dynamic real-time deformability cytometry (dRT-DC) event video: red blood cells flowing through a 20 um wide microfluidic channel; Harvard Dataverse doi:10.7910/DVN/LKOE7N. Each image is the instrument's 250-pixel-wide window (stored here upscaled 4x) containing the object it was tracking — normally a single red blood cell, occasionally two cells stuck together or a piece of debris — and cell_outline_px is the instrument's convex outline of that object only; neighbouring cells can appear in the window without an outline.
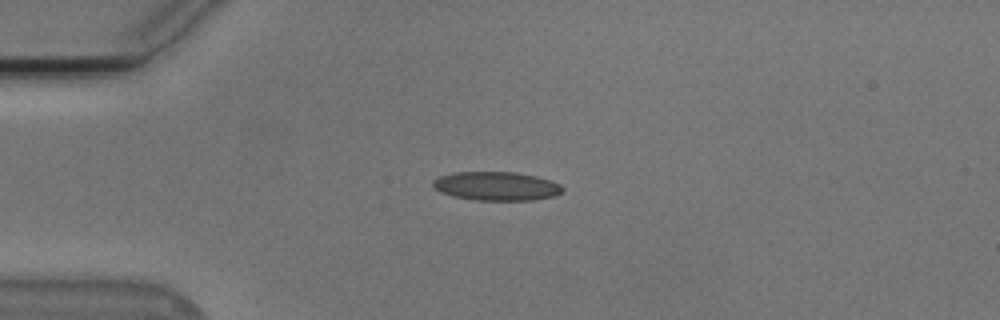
{"species": "Egyptian fruit bat (a non-hibernating species)", "species_latin": "Rousettus aegyptiacus", "temperature_condition": "cold", "stored_images_in_passage": 42, "camera_frame_rate_fps": 3000, "um_per_image_px": 0.085, "animal": {"sex": "male"}, "frame": {"image": 1, "passage_image": 2, "time_ms": 0.333, "image_size_px": [1000, 320], "cell_outline_px": [[564, 188], [556, 196], [532, 200], [476, 200], [452, 196], [440, 192], [432, 188], [432, 180], [440, 176], [456, 172], [516, 172], [536, 176], [560, 184]], "centroid_in_image_um": [42.16, 15.82], "position_along_channel_um": 42.8, "area_um2": 21.79}}
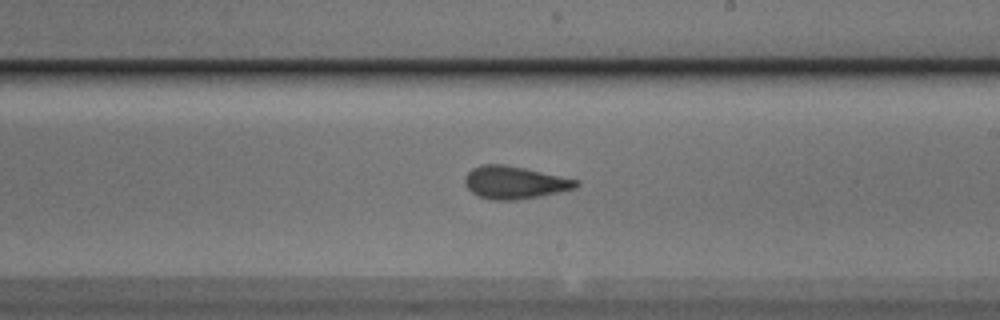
{"frame": {"image": 2, "passage_image": 20, "time_ms": 6.333, "image_size_px": [1000, 320], "cell_outline_px": [[580, 184], [576, 188], [560, 192], [540, 196], [516, 200], [488, 200], [472, 192], [464, 184], [464, 176], [472, 168], [484, 164], [504, 164], [524, 168], [580, 180]], "centroid_in_image_um": [43.75, 15.51], "position_along_channel_um": 245.3, "area_um2": 21.27}}
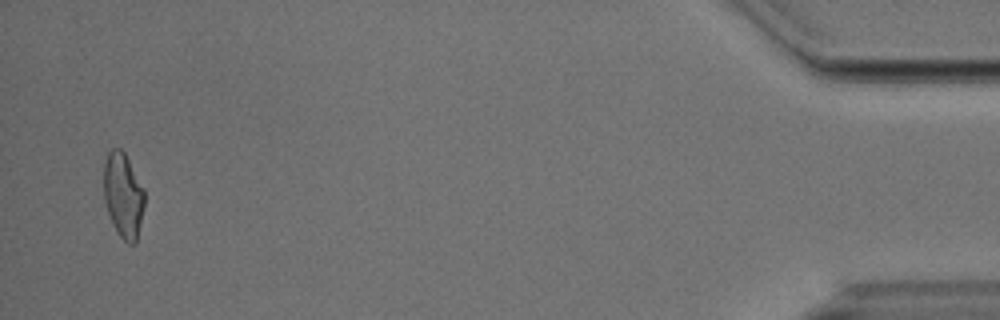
{"frame": {"image": 3, "passage_image": 41, "time_ms": 13.333, "image_size_px": [1000, 320], "cell_outline_px": [[144, 204], [136, 244], [128, 244], [116, 232], [112, 224], [104, 200], [104, 164], [108, 152], [112, 148], [120, 148], [124, 152], [144, 188]], "centroid_in_image_um": [10.47, 16.61], "position_along_channel_um": 424.7, "area_um2": 20.17}, "authors_computed_cell_mechanics": {"area_um2": 20.6635, "velocity_mm_per_s": 3.7911, "shape_relaxation_time_tau1_ms": 7.6444, "shape_relaxation_time_tau2_ms": 1.9571, "deformation_change_tau1": 0.1921, "deformation_change_tau2": 0.0919}}